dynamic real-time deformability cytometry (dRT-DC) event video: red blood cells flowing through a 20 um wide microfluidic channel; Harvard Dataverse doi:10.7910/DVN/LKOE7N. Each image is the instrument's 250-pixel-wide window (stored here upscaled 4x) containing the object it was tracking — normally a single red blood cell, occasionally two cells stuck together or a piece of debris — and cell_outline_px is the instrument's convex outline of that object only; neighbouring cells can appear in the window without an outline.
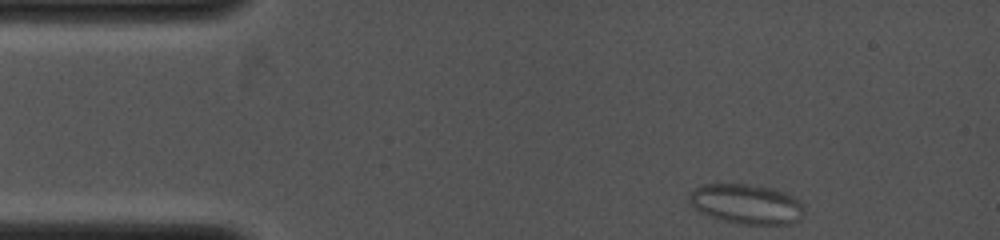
{"species": "common noctule bat (a hibernating species)", "species_latin": "Nyctalus noctula", "temperature_condition": "cold", "stored_images_in_passage": 16, "camera_frame_rate_fps": 4000, "um_per_image_px": 0.085, "animal": {"sex": "female", "body_mass_g": 19.0, "forearm_length_mm": 53.3}, "frame": {"image": 1, "passage_image": 1, "time_ms": 0.0, "image_size_px": [1000, 240], "cell_outline_px": [[804, 216], [800, 220], [788, 224], [740, 224], [724, 220], [700, 212], [688, 204], [688, 192], [704, 184], [744, 184], [772, 188], [784, 192], [792, 196], [804, 204]], "centroid_in_image_um": [63.45, 17.34], "position_along_channel_um": 21.6, "area_um2": 26.82}}
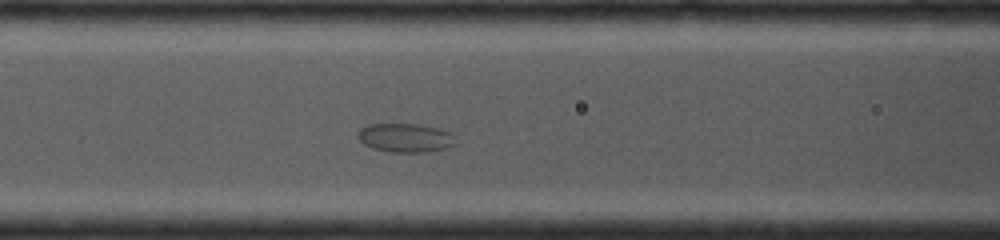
{"frame": {"image": 2, "passage_image": 10, "time_ms": 3.75, "image_size_px": [1000, 240], "cell_outline_px": [[456, 144], [448, 148], [428, 152], [388, 152], [372, 148], [364, 144], [356, 136], [360, 128], [368, 124], [420, 124], [452, 132]], "centroid_in_image_um": [34.46, 11.72], "position_along_channel_um": 132.1, "area_um2": 16.65}}
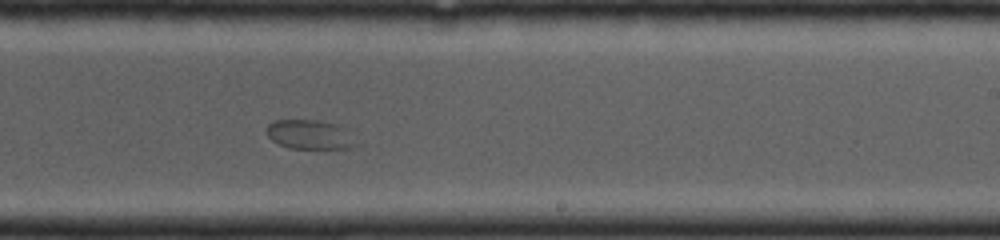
{"frame": {"image": 3, "passage_image": 16, "time_ms": 6.5, "image_size_px": [1000, 240], "cell_outline_px": [[364, 144], [348, 148], [288, 148], [276, 144], [268, 136], [268, 124], [276, 120], [320, 120], [340, 124], [352, 128]], "centroid_in_image_um": [26.55, 11.43], "position_along_channel_um": 262.4, "area_um2": 16.24}}